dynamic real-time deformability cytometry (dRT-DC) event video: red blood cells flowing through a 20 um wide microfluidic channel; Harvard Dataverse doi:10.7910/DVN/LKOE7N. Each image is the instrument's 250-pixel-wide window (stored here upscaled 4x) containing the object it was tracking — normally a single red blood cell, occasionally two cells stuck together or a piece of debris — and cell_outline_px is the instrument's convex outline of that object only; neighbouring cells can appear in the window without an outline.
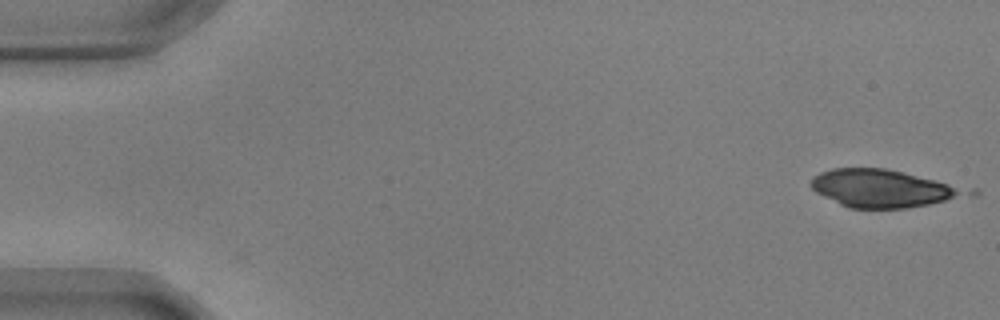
{"species": "common noctule bat (a hibernating species)", "species_latin": "Nyctalus noctula", "temperature_condition": "warm", "stored_images_in_passage": 2, "camera_frame_rate_fps": 3000, "um_per_image_px": 0.085, "animal": {"sex": "male", "body_mass_g": 17.9, "forearm_length_mm": 54.2}, "frame": {"image": 1, "passage_image": 1, "time_ms": 0.0, "image_size_px": [1000, 320], "cell_outline_px": [[980, 196], [904, 208], [848, 208], [816, 192], [812, 188], [812, 176], [820, 172], [832, 168], [884, 168], [980, 188]], "centroid_in_image_um": [75.34, 16.02], "position_along_channel_um": 9.7, "area_um2": 35.43}}